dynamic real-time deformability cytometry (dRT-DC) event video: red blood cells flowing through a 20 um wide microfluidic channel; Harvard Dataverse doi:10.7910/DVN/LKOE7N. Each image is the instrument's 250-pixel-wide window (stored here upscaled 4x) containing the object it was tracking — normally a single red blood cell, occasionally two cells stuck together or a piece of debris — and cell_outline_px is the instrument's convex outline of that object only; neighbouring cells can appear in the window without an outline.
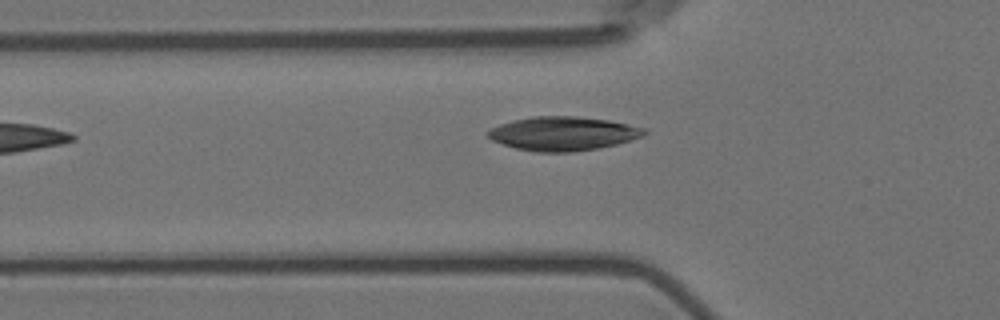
{"species": "Egyptian fruit bat (a non-hibernating species)", "species_latin": "Rousettus aegyptiacus", "temperature_condition": "room temperature", "stored_images_in_passage": 7, "camera_frame_rate_fps": 3000, "um_per_image_px": 0.085, "animal": {"sex": "female"}, "frame": {"image": 1, "passage_image": 6, "time_ms": 1.667, "image_size_px": [1000, 320], "cell_outline_px": [[648, 132], [640, 136], [616, 144], [600, 148], [572, 152], [536, 152], [516, 148], [492, 140], [488, 136], [488, 132], [492, 128], [500, 124], [532, 116], [576, 116], [608, 120], [628, 124], [644, 128]], "centroid_in_image_um": [47.86, 11.35], "position_along_channel_um": 77.9, "area_um2": 30.52}}
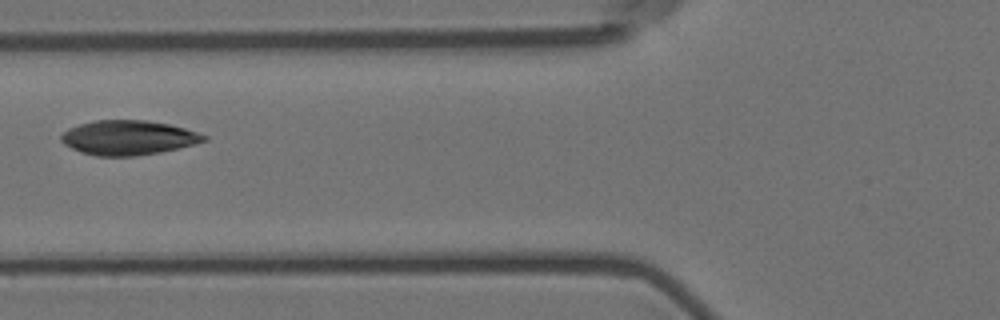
{"frame": {"image": 2, "passage_image": 7, "time_ms": 2.0, "image_size_px": [1000, 320], "cell_outline_px": [[208, 140], [180, 148], [160, 152], [136, 156], [96, 156], [80, 152], [64, 144], [60, 140], [60, 136], [68, 128], [80, 124], [96, 120], [148, 120], [168, 124], [184, 128], [208, 136]], "centroid_in_image_um": [10.9, 11.7], "position_along_channel_um": 114.9, "area_um2": 28.78}}